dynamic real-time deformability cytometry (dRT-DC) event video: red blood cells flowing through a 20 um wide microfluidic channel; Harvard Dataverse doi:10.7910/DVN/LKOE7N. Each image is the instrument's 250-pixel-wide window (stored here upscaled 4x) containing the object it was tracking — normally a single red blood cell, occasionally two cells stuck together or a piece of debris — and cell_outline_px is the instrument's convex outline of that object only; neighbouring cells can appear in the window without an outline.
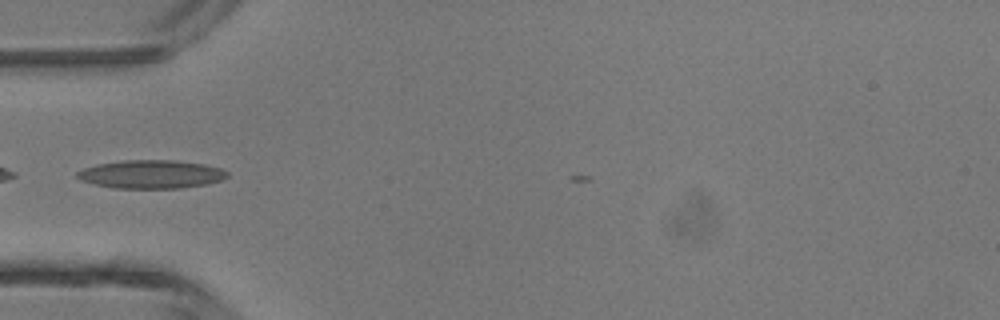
{"species": "common noctule bat (a hibernating species)", "species_latin": "Nyctalus noctula", "temperature_condition": "room temperature", "stored_images_in_passage": 4, "camera_frame_rate_fps": 3000, "um_per_image_px": 0.085, "animal": {"sex": "male", "body_mass_g": 13.3}, "frame": {"image": 1, "passage_image": 3, "time_ms": 0.667, "image_size_px": [1000, 320], "cell_outline_px": [[228, 176], [220, 180], [204, 184], [180, 188], [112, 188], [80, 180], [76, 176], [76, 172], [84, 168], [100, 164], [124, 160], [176, 160], [204, 164], [220, 168], [228, 172]], "centroid_in_image_um": [12.84, 14.81], "position_along_channel_um": 72.2, "area_um2": 24.62}}